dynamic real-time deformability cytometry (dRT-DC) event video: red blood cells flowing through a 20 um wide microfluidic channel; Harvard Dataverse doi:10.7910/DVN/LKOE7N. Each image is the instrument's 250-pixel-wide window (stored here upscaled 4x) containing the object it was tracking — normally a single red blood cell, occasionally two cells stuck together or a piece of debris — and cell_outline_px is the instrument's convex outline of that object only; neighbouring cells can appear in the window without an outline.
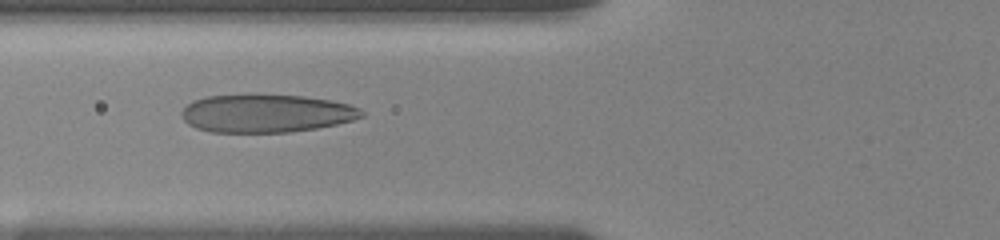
{"species": "human", "species_latin": "Homo sapiens", "temperature_condition": "room temperature", "stored_images_in_passage": 3, "camera_frame_rate_fps": 3000, "um_per_image_px": 0.085, "donor": {"sex": "female"}, "frame": {"image": 1, "passage_image": 2, "time_ms": 1.0, "image_size_px": [1000, 240], "cell_outline_px": [[364, 116], [352, 120], [336, 124], [316, 128], [288, 132], [212, 132], [196, 128], [188, 124], [180, 116], [180, 112], [192, 100], [208, 96], [304, 96], [328, 100], [348, 104], [360, 108], [364, 112]], "centroid_in_image_um": [22.61, 9.66], "position_along_channel_um": 103.2, "area_um2": 39.36}}